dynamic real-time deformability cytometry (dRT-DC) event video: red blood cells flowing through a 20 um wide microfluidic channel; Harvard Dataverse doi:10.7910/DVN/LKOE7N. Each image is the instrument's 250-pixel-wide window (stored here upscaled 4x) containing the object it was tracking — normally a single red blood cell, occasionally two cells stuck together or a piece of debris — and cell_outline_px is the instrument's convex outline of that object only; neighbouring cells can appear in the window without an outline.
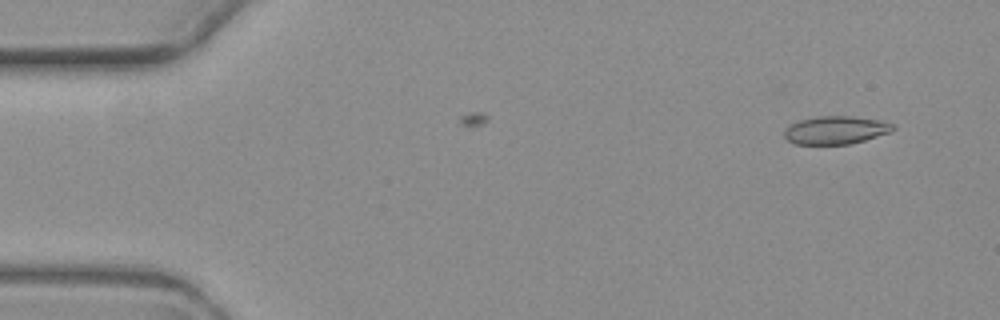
{"species": "common noctule bat (a hibernating species)", "species_latin": "Nyctalus noctula", "temperature_condition": "warm", "stored_images_in_passage": 3, "camera_frame_rate_fps": 3000, "um_per_image_px": 0.085, "animal": {"sex": "female", "body_mass_g": 19.3, "forearm_length_mm": 54.1}, "frame": {"image": 1, "passage_image": 3, "time_ms": 2.333, "image_size_px": [1000, 320], "cell_outline_px": [[896, 128], [888, 132], [864, 140], [848, 144], [796, 144], [788, 140], [784, 136], [784, 128], [788, 124], [800, 120], [820, 116], [852, 116], [884, 120], [892, 124]], "centroid_in_image_um": [71.0, 11.04], "position_along_channel_um": 14.0, "area_um2": 17.74}}